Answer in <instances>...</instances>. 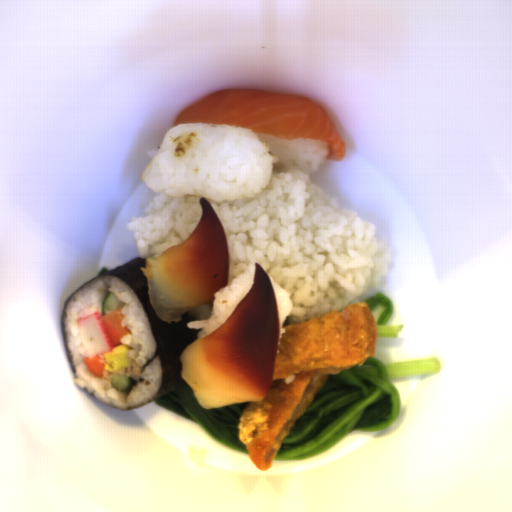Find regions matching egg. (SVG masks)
I'll return each instance as SVG.
<instances>
[{"label":"egg","mask_w":512,"mask_h":512,"mask_svg":"<svg viewBox=\"0 0 512 512\" xmlns=\"http://www.w3.org/2000/svg\"><path fill=\"white\" fill-rule=\"evenodd\" d=\"M128 353L129 347L125 345H119L113 348L111 352L103 353L105 359L104 370L115 373L121 368L129 367Z\"/></svg>","instance_id":"d2b9013d"}]
</instances>
